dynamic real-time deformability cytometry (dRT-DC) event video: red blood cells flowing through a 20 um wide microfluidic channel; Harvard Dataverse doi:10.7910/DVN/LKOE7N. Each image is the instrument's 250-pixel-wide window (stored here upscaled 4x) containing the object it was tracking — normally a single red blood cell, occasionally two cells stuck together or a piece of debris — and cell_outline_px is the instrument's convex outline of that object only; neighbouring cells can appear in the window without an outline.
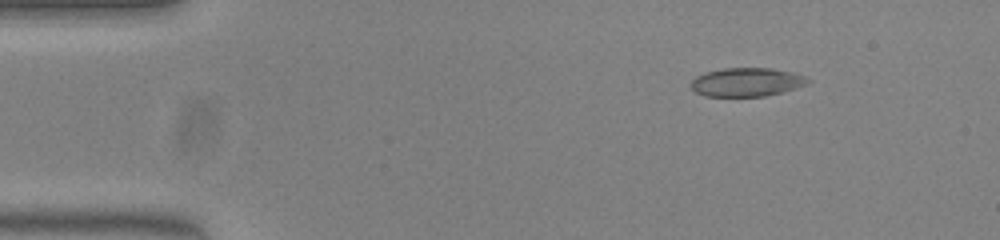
{"species": "common noctule bat (a hibernating species)", "species_latin": "Nyctalus noctula", "temperature_condition": "warm", "stored_images_in_passage": 46, "camera_frame_rate_fps": 3000, "um_per_image_px": 0.085, "animal": {"sex": "female", "body_mass_g": 23.0, "forearm_length_mm": 53.4}, "frame": {"image": 1, "passage_image": 1, "time_ms": 0.0, "image_size_px": [1000, 240], "cell_outline_px": [[812, 80], [808, 84], [796, 88], [764, 96], [704, 96], [696, 92], [692, 88], [692, 80], [696, 76], [704, 72], [724, 68], [772, 68], [792, 72], [804, 76]], "centroid_in_image_um": [63.48, 6.97], "position_along_channel_um": 21.5, "area_um2": 19.48}}
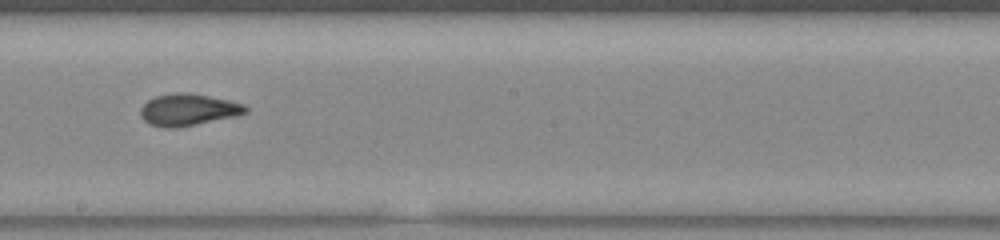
{"frame": {"image": 2, "passage_image": 23, "time_ms": 7.333, "image_size_px": [1000, 240], "cell_outline_px": [[248, 112], [236, 116], [176, 128], [164, 128], [148, 124], [140, 116], [140, 108], [148, 100], [156, 96], [180, 92], [184, 92], [208, 96], [228, 100], [244, 104], [248, 108]], "centroid_in_image_um": [15.98, 9.34], "position_along_channel_um": 232.2, "area_um2": 19.42}}
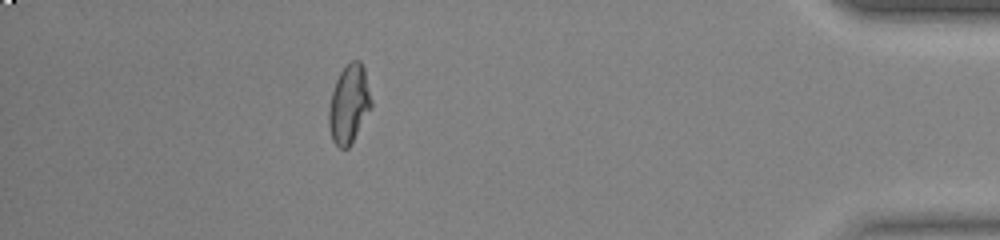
{"frame": {"image": 3, "passage_image": 40, "time_ms": 13.0, "image_size_px": [1000, 240], "cell_outline_px": [[372, 108], [352, 144], [348, 148], [340, 148], [332, 140], [328, 124], [328, 108], [332, 92], [336, 80], [340, 72], [352, 60], [360, 60], [364, 68], [372, 100]], "centroid_in_image_um": [29.67, 8.88], "position_along_channel_um": 405.5, "area_um2": 19.65}, "authors_computed_cell_mechanics": {"area_um2": 19.363, "velocity_mm_per_s": 3.9697, "shape_relaxation_time_tau1_ms": null, "shape_relaxation_time_tau2_ms": 1.3111, "deformation_change_tau1": null, "deformation_change_tau2": 0.0772}}